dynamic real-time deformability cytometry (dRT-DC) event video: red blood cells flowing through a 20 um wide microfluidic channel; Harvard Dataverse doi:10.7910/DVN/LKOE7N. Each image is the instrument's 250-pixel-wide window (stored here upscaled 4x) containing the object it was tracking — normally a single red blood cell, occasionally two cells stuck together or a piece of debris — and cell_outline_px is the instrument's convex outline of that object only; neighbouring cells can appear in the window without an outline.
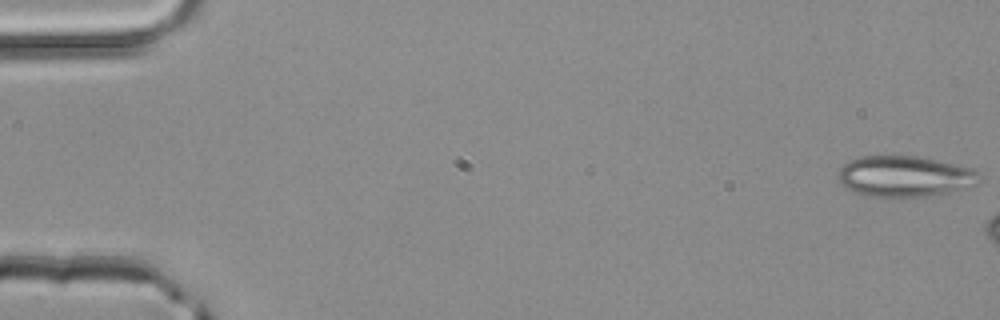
{"species": "common noctule bat (a hibernating species)", "species_latin": "Nyctalus noctula", "temperature_condition": "room temperature", "stored_images_in_passage": 3, "camera_frame_rate_fps": 3000, "um_per_image_px": 0.085, "animal": {"sex": "male", "body_mass_g": 20.4}, "frame": {"image": 1, "passage_image": 1, "time_ms": 0.0, "image_size_px": [1000, 320], "cell_outline_px": [[976, 184], [968, 188], [952, 192], [928, 196], [872, 196], [852, 192], [840, 184], [836, 176], [840, 168], [848, 160], [860, 156], [920, 156], [972, 168], [976, 172]], "centroid_in_image_um": [76.83, 14.98], "position_along_channel_um": 8.2, "area_um2": 33.64}}